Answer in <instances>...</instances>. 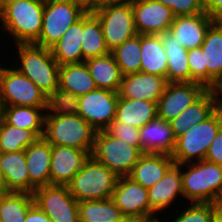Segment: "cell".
Returning <instances> with one entry per match:
<instances>
[{"label": "cell", "mask_w": 222, "mask_h": 222, "mask_svg": "<svg viewBox=\"0 0 222 222\" xmlns=\"http://www.w3.org/2000/svg\"><path fill=\"white\" fill-rule=\"evenodd\" d=\"M96 134L70 105L53 103L46 111L42 137L50 145L74 147L90 155Z\"/></svg>", "instance_id": "obj_1"}, {"label": "cell", "mask_w": 222, "mask_h": 222, "mask_svg": "<svg viewBox=\"0 0 222 222\" xmlns=\"http://www.w3.org/2000/svg\"><path fill=\"white\" fill-rule=\"evenodd\" d=\"M15 46L19 60L15 68L36 84L53 103L58 104L60 65L53 58L51 49L34 43Z\"/></svg>", "instance_id": "obj_2"}, {"label": "cell", "mask_w": 222, "mask_h": 222, "mask_svg": "<svg viewBox=\"0 0 222 222\" xmlns=\"http://www.w3.org/2000/svg\"><path fill=\"white\" fill-rule=\"evenodd\" d=\"M43 11L44 0H28L6 5L0 11L1 30L13 38L15 45L35 43L42 29Z\"/></svg>", "instance_id": "obj_3"}, {"label": "cell", "mask_w": 222, "mask_h": 222, "mask_svg": "<svg viewBox=\"0 0 222 222\" xmlns=\"http://www.w3.org/2000/svg\"><path fill=\"white\" fill-rule=\"evenodd\" d=\"M182 187L183 197L191 203L218 204L222 196V166L205 159L182 164Z\"/></svg>", "instance_id": "obj_4"}, {"label": "cell", "mask_w": 222, "mask_h": 222, "mask_svg": "<svg viewBox=\"0 0 222 222\" xmlns=\"http://www.w3.org/2000/svg\"><path fill=\"white\" fill-rule=\"evenodd\" d=\"M118 178L108 167L89 157L67 187L78 202L107 199L112 197Z\"/></svg>", "instance_id": "obj_5"}, {"label": "cell", "mask_w": 222, "mask_h": 222, "mask_svg": "<svg viewBox=\"0 0 222 222\" xmlns=\"http://www.w3.org/2000/svg\"><path fill=\"white\" fill-rule=\"evenodd\" d=\"M222 126V106L203 122L191 126L176 139L171 157L176 164L201 161L206 158L210 144Z\"/></svg>", "instance_id": "obj_6"}, {"label": "cell", "mask_w": 222, "mask_h": 222, "mask_svg": "<svg viewBox=\"0 0 222 222\" xmlns=\"http://www.w3.org/2000/svg\"><path fill=\"white\" fill-rule=\"evenodd\" d=\"M89 9L72 0H44L43 22L36 45L51 48Z\"/></svg>", "instance_id": "obj_7"}, {"label": "cell", "mask_w": 222, "mask_h": 222, "mask_svg": "<svg viewBox=\"0 0 222 222\" xmlns=\"http://www.w3.org/2000/svg\"><path fill=\"white\" fill-rule=\"evenodd\" d=\"M91 11L100 21L110 52L138 34L130 0L104 3Z\"/></svg>", "instance_id": "obj_8"}, {"label": "cell", "mask_w": 222, "mask_h": 222, "mask_svg": "<svg viewBox=\"0 0 222 222\" xmlns=\"http://www.w3.org/2000/svg\"><path fill=\"white\" fill-rule=\"evenodd\" d=\"M142 151L106 131H97L90 157L108 167L118 177L129 176Z\"/></svg>", "instance_id": "obj_9"}, {"label": "cell", "mask_w": 222, "mask_h": 222, "mask_svg": "<svg viewBox=\"0 0 222 222\" xmlns=\"http://www.w3.org/2000/svg\"><path fill=\"white\" fill-rule=\"evenodd\" d=\"M11 66L0 69V106L51 107L53 102L45 93Z\"/></svg>", "instance_id": "obj_10"}, {"label": "cell", "mask_w": 222, "mask_h": 222, "mask_svg": "<svg viewBox=\"0 0 222 222\" xmlns=\"http://www.w3.org/2000/svg\"><path fill=\"white\" fill-rule=\"evenodd\" d=\"M119 92L97 88L75 99L71 108L96 131H105L116 117Z\"/></svg>", "instance_id": "obj_11"}, {"label": "cell", "mask_w": 222, "mask_h": 222, "mask_svg": "<svg viewBox=\"0 0 222 222\" xmlns=\"http://www.w3.org/2000/svg\"><path fill=\"white\" fill-rule=\"evenodd\" d=\"M34 203L51 222H79V202L69 193L67 185H46L33 192Z\"/></svg>", "instance_id": "obj_12"}, {"label": "cell", "mask_w": 222, "mask_h": 222, "mask_svg": "<svg viewBox=\"0 0 222 222\" xmlns=\"http://www.w3.org/2000/svg\"><path fill=\"white\" fill-rule=\"evenodd\" d=\"M111 199L125 217L136 222H153V209L149 205L148 188L130 177H119Z\"/></svg>", "instance_id": "obj_13"}, {"label": "cell", "mask_w": 222, "mask_h": 222, "mask_svg": "<svg viewBox=\"0 0 222 222\" xmlns=\"http://www.w3.org/2000/svg\"><path fill=\"white\" fill-rule=\"evenodd\" d=\"M208 89L197 82L167 83L157 101V117L167 122L197 101Z\"/></svg>", "instance_id": "obj_14"}, {"label": "cell", "mask_w": 222, "mask_h": 222, "mask_svg": "<svg viewBox=\"0 0 222 222\" xmlns=\"http://www.w3.org/2000/svg\"><path fill=\"white\" fill-rule=\"evenodd\" d=\"M138 34H161L169 31L175 16L156 0H130Z\"/></svg>", "instance_id": "obj_15"}, {"label": "cell", "mask_w": 222, "mask_h": 222, "mask_svg": "<svg viewBox=\"0 0 222 222\" xmlns=\"http://www.w3.org/2000/svg\"><path fill=\"white\" fill-rule=\"evenodd\" d=\"M96 89L85 61L60 65L58 104L70 105L78 97Z\"/></svg>", "instance_id": "obj_16"}, {"label": "cell", "mask_w": 222, "mask_h": 222, "mask_svg": "<svg viewBox=\"0 0 222 222\" xmlns=\"http://www.w3.org/2000/svg\"><path fill=\"white\" fill-rule=\"evenodd\" d=\"M182 196V164L173 163L166 174L154 186L148 188L149 205L153 209V222L160 220L158 215ZM161 211V212H160Z\"/></svg>", "instance_id": "obj_17"}, {"label": "cell", "mask_w": 222, "mask_h": 222, "mask_svg": "<svg viewBox=\"0 0 222 222\" xmlns=\"http://www.w3.org/2000/svg\"><path fill=\"white\" fill-rule=\"evenodd\" d=\"M89 157L84 150L51 145L50 185H67Z\"/></svg>", "instance_id": "obj_18"}, {"label": "cell", "mask_w": 222, "mask_h": 222, "mask_svg": "<svg viewBox=\"0 0 222 222\" xmlns=\"http://www.w3.org/2000/svg\"><path fill=\"white\" fill-rule=\"evenodd\" d=\"M166 78L138 72L122 78L119 96L122 98L157 102L164 92Z\"/></svg>", "instance_id": "obj_19"}, {"label": "cell", "mask_w": 222, "mask_h": 222, "mask_svg": "<svg viewBox=\"0 0 222 222\" xmlns=\"http://www.w3.org/2000/svg\"><path fill=\"white\" fill-rule=\"evenodd\" d=\"M24 152L29 174V193L33 194L36 188L50 185L51 145L41 137Z\"/></svg>", "instance_id": "obj_20"}, {"label": "cell", "mask_w": 222, "mask_h": 222, "mask_svg": "<svg viewBox=\"0 0 222 222\" xmlns=\"http://www.w3.org/2000/svg\"><path fill=\"white\" fill-rule=\"evenodd\" d=\"M214 21L205 12L197 15L176 16L169 31L185 49L190 50L202 46L206 31Z\"/></svg>", "instance_id": "obj_21"}, {"label": "cell", "mask_w": 222, "mask_h": 222, "mask_svg": "<svg viewBox=\"0 0 222 222\" xmlns=\"http://www.w3.org/2000/svg\"><path fill=\"white\" fill-rule=\"evenodd\" d=\"M220 106V100L208 89L197 101L169 121L175 138L182 136L191 126L206 120Z\"/></svg>", "instance_id": "obj_22"}, {"label": "cell", "mask_w": 222, "mask_h": 222, "mask_svg": "<svg viewBox=\"0 0 222 222\" xmlns=\"http://www.w3.org/2000/svg\"><path fill=\"white\" fill-rule=\"evenodd\" d=\"M140 131V150L142 153H156L171 155L175 149L176 138L171 129L170 122L158 117L142 128Z\"/></svg>", "instance_id": "obj_23"}, {"label": "cell", "mask_w": 222, "mask_h": 222, "mask_svg": "<svg viewBox=\"0 0 222 222\" xmlns=\"http://www.w3.org/2000/svg\"><path fill=\"white\" fill-rule=\"evenodd\" d=\"M167 56V83L191 82V72L188 64V50L175 39L171 31L159 34Z\"/></svg>", "instance_id": "obj_24"}, {"label": "cell", "mask_w": 222, "mask_h": 222, "mask_svg": "<svg viewBox=\"0 0 222 222\" xmlns=\"http://www.w3.org/2000/svg\"><path fill=\"white\" fill-rule=\"evenodd\" d=\"M173 163L169 154L143 153L128 177L143 187L150 188L163 178Z\"/></svg>", "instance_id": "obj_25"}, {"label": "cell", "mask_w": 222, "mask_h": 222, "mask_svg": "<svg viewBox=\"0 0 222 222\" xmlns=\"http://www.w3.org/2000/svg\"><path fill=\"white\" fill-rule=\"evenodd\" d=\"M201 48L207 66V89H211L222 74V20H215L209 26Z\"/></svg>", "instance_id": "obj_26"}, {"label": "cell", "mask_w": 222, "mask_h": 222, "mask_svg": "<svg viewBox=\"0 0 222 222\" xmlns=\"http://www.w3.org/2000/svg\"><path fill=\"white\" fill-rule=\"evenodd\" d=\"M0 169L8 192L29 193V174L24 150L0 153Z\"/></svg>", "instance_id": "obj_27"}, {"label": "cell", "mask_w": 222, "mask_h": 222, "mask_svg": "<svg viewBox=\"0 0 222 222\" xmlns=\"http://www.w3.org/2000/svg\"><path fill=\"white\" fill-rule=\"evenodd\" d=\"M157 118V102L119 96L115 121L142 128Z\"/></svg>", "instance_id": "obj_28"}, {"label": "cell", "mask_w": 222, "mask_h": 222, "mask_svg": "<svg viewBox=\"0 0 222 222\" xmlns=\"http://www.w3.org/2000/svg\"><path fill=\"white\" fill-rule=\"evenodd\" d=\"M50 107L0 106V117L10 126L33 130L40 138L44 133V119Z\"/></svg>", "instance_id": "obj_29"}, {"label": "cell", "mask_w": 222, "mask_h": 222, "mask_svg": "<svg viewBox=\"0 0 222 222\" xmlns=\"http://www.w3.org/2000/svg\"><path fill=\"white\" fill-rule=\"evenodd\" d=\"M97 88L119 92L123 74L113 54L85 60Z\"/></svg>", "instance_id": "obj_30"}, {"label": "cell", "mask_w": 222, "mask_h": 222, "mask_svg": "<svg viewBox=\"0 0 222 222\" xmlns=\"http://www.w3.org/2000/svg\"><path fill=\"white\" fill-rule=\"evenodd\" d=\"M140 72L166 78L167 56L159 34L141 35Z\"/></svg>", "instance_id": "obj_31"}, {"label": "cell", "mask_w": 222, "mask_h": 222, "mask_svg": "<svg viewBox=\"0 0 222 222\" xmlns=\"http://www.w3.org/2000/svg\"><path fill=\"white\" fill-rule=\"evenodd\" d=\"M82 31L83 17L72 24L50 48L53 58L59 65L83 62Z\"/></svg>", "instance_id": "obj_32"}, {"label": "cell", "mask_w": 222, "mask_h": 222, "mask_svg": "<svg viewBox=\"0 0 222 222\" xmlns=\"http://www.w3.org/2000/svg\"><path fill=\"white\" fill-rule=\"evenodd\" d=\"M81 47L83 62L87 59L110 53L105 42L100 21L91 10L83 16Z\"/></svg>", "instance_id": "obj_33"}, {"label": "cell", "mask_w": 222, "mask_h": 222, "mask_svg": "<svg viewBox=\"0 0 222 222\" xmlns=\"http://www.w3.org/2000/svg\"><path fill=\"white\" fill-rule=\"evenodd\" d=\"M79 222H114L124 215L111 198L79 202Z\"/></svg>", "instance_id": "obj_34"}, {"label": "cell", "mask_w": 222, "mask_h": 222, "mask_svg": "<svg viewBox=\"0 0 222 222\" xmlns=\"http://www.w3.org/2000/svg\"><path fill=\"white\" fill-rule=\"evenodd\" d=\"M34 204L31 193L7 192L0 202V222H24Z\"/></svg>", "instance_id": "obj_35"}, {"label": "cell", "mask_w": 222, "mask_h": 222, "mask_svg": "<svg viewBox=\"0 0 222 222\" xmlns=\"http://www.w3.org/2000/svg\"><path fill=\"white\" fill-rule=\"evenodd\" d=\"M39 138L33 130L10 126L0 117V153L25 150Z\"/></svg>", "instance_id": "obj_36"}, {"label": "cell", "mask_w": 222, "mask_h": 222, "mask_svg": "<svg viewBox=\"0 0 222 222\" xmlns=\"http://www.w3.org/2000/svg\"><path fill=\"white\" fill-rule=\"evenodd\" d=\"M115 61L117 62L123 76L135 74L141 69V35L137 34L125 41L113 51Z\"/></svg>", "instance_id": "obj_37"}, {"label": "cell", "mask_w": 222, "mask_h": 222, "mask_svg": "<svg viewBox=\"0 0 222 222\" xmlns=\"http://www.w3.org/2000/svg\"><path fill=\"white\" fill-rule=\"evenodd\" d=\"M217 208L215 203H190L176 218L171 217L170 222H212Z\"/></svg>", "instance_id": "obj_38"}, {"label": "cell", "mask_w": 222, "mask_h": 222, "mask_svg": "<svg viewBox=\"0 0 222 222\" xmlns=\"http://www.w3.org/2000/svg\"><path fill=\"white\" fill-rule=\"evenodd\" d=\"M187 57L191 72V82H197L207 88V66H204L202 48L188 50Z\"/></svg>", "instance_id": "obj_39"}, {"label": "cell", "mask_w": 222, "mask_h": 222, "mask_svg": "<svg viewBox=\"0 0 222 222\" xmlns=\"http://www.w3.org/2000/svg\"><path fill=\"white\" fill-rule=\"evenodd\" d=\"M172 10L173 15H197L205 12L203 0H156Z\"/></svg>", "instance_id": "obj_40"}, {"label": "cell", "mask_w": 222, "mask_h": 222, "mask_svg": "<svg viewBox=\"0 0 222 222\" xmlns=\"http://www.w3.org/2000/svg\"><path fill=\"white\" fill-rule=\"evenodd\" d=\"M140 128L127 125L125 123L113 121L111 125L105 130L112 137L136 146L140 149Z\"/></svg>", "instance_id": "obj_41"}, {"label": "cell", "mask_w": 222, "mask_h": 222, "mask_svg": "<svg viewBox=\"0 0 222 222\" xmlns=\"http://www.w3.org/2000/svg\"><path fill=\"white\" fill-rule=\"evenodd\" d=\"M205 160L222 166V126L210 144Z\"/></svg>", "instance_id": "obj_42"}, {"label": "cell", "mask_w": 222, "mask_h": 222, "mask_svg": "<svg viewBox=\"0 0 222 222\" xmlns=\"http://www.w3.org/2000/svg\"><path fill=\"white\" fill-rule=\"evenodd\" d=\"M205 13L214 20H222V0H203Z\"/></svg>", "instance_id": "obj_43"}, {"label": "cell", "mask_w": 222, "mask_h": 222, "mask_svg": "<svg viewBox=\"0 0 222 222\" xmlns=\"http://www.w3.org/2000/svg\"><path fill=\"white\" fill-rule=\"evenodd\" d=\"M24 222H51L48 216L36 204L28 211Z\"/></svg>", "instance_id": "obj_44"}, {"label": "cell", "mask_w": 222, "mask_h": 222, "mask_svg": "<svg viewBox=\"0 0 222 222\" xmlns=\"http://www.w3.org/2000/svg\"><path fill=\"white\" fill-rule=\"evenodd\" d=\"M220 100V105L222 106V74L220 77L215 81L213 87L210 89Z\"/></svg>", "instance_id": "obj_45"}, {"label": "cell", "mask_w": 222, "mask_h": 222, "mask_svg": "<svg viewBox=\"0 0 222 222\" xmlns=\"http://www.w3.org/2000/svg\"><path fill=\"white\" fill-rule=\"evenodd\" d=\"M121 1L125 0H92V9L104 3L121 2Z\"/></svg>", "instance_id": "obj_46"}, {"label": "cell", "mask_w": 222, "mask_h": 222, "mask_svg": "<svg viewBox=\"0 0 222 222\" xmlns=\"http://www.w3.org/2000/svg\"><path fill=\"white\" fill-rule=\"evenodd\" d=\"M21 1H28V0H0V11L9 4L12 3H17V2H21Z\"/></svg>", "instance_id": "obj_47"}, {"label": "cell", "mask_w": 222, "mask_h": 222, "mask_svg": "<svg viewBox=\"0 0 222 222\" xmlns=\"http://www.w3.org/2000/svg\"><path fill=\"white\" fill-rule=\"evenodd\" d=\"M212 222H222V211L217 208Z\"/></svg>", "instance_id": "obj_48"}, {"label": "cell", "mask_w": 222, "mask_h": 222, "mask_svg": "<svg viewBox=\"0 0 222 222\" xmlns=\"http://www.w3.org/2000/svg\"><path fill=\"white\" fill-rule=\"evenodd\" d=\"M81 3L87 9L92 10V0H72Z\"/></svg>", "instance_id": "obj_49"}, {"label": "cell", "mask_w": 222, "mask_h": 222, "mask_svg": "<svg viewBox=\"0 0 222 222\" xmlns=\"http://www.w3.org/2000/svg\"><path fill=\"white\" fill-rule=\"evenodd\" d=\"M0 189H6L5 188V181H4L1 169H0Z\"/></svg>", "instance_id": "obj_50"}, {"label": "cell", "mask_w": 222, "mask_h": 222, "mask_svg": "<svg viewBox=\"0 0 222 222\" xmlns=\"http://www.w3.org/2000/svg\"><path fill=\"white\" fill-rule=\"evenodd\" d=\"M114 222H136L134 219L129 218V217H123L121 220L114 221Z\"/></svg>", "instance_id": "obj_51"}, {"label": "cell", "mask_w": 222, "mask_h": 222, "mask_svg": "<svg viewBox=\"0 0 222 222\" xmlns=\"http://www.w3.org/2000/svg\"><path fill=\"white\" fill-rule=\"evenodd\" d=\"M8 191L6 189H0V202Z\"/></svg>", "instance_id": "obj_52"}, {"label": "cell", "mask_w": 222, "mask_h": 222, "mask_svg": "<svg viewBox=\"0 0 222 222\" xmlns=\"http://www.w3.org/2000/svg\"><path fill=\"white\" fill-rule=\"evenodd\" d=\"M218 208L222 211V196L220 197V200L218 202Z\"/></svg>", "instance_id": "obj_53"}]
</instances>
